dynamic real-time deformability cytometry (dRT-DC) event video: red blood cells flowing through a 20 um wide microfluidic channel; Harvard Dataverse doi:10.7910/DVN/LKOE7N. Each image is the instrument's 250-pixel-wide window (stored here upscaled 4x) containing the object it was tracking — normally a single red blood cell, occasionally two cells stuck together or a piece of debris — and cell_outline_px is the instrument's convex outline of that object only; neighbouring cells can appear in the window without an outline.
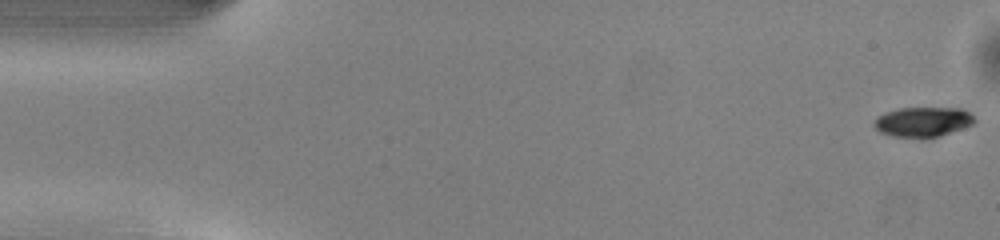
{"species": "common noctule bat (a hibernating species)", "species_latin": "Nyctalus noctula", "temperature_condition": "warm", "stored_images_in_passage": 51, "camera_frame_rate_fps": 3000, "um_per_image_px": 0.085, "animal": {"sex": "male", "body_mass_g": 13.0, "forearm_length_mm": 53.1}, "frame": {"image": 1, "passage_image": 1, "time_ms": 0.0, "image_size_px": [1000, 240], "cell_outline_px": [[976, 120], [972, 124], [940, 136], [924, 140], [920, 140], [892, 136], [880, 132], [872, 124], [876, 116], [884, 112], [900, 108], [960, 108], [968, 112]], "centroid_in_image_um": [78.38, 10.39], "position_along_channel_um": 6.6, "area_um2": 17.86}}
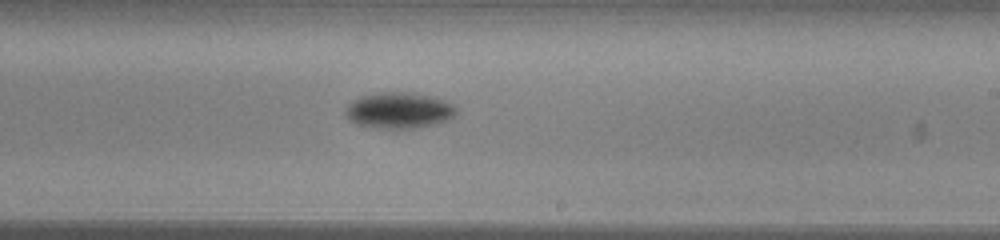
{"frame": {"image": 2, "passage_image": 30, "time_ms": 9.667, "image_size_px": [1000, 240], "cell_outline_px": [[456, 112], [448, 120], [416, 128], [372, 128], [356, 124], [348, 120], [344, 112], [344, 108], [352, 100], [360, 96], [376, 92], [416, 92], [436, 96], [456, 104]], "centroid_in_image_um": [33.89, 9.36], "position_along_channel_um": 255.1, "area_um2": 23.87}}
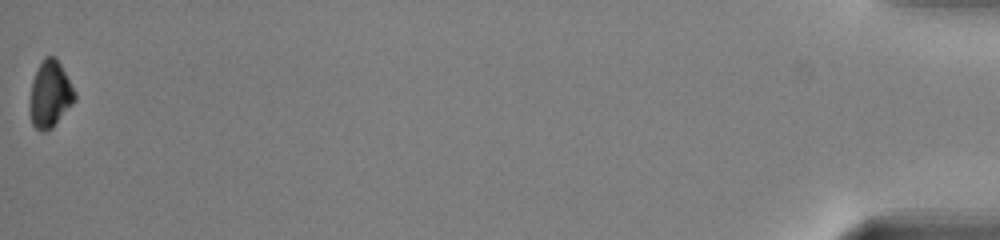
{"frame": {"image": 3, "passage_image": 51, "time_ms": 16.667, "image_size_px": [1000, 240], "cell_outline_px": [[76, 100], [52, 128], [44, 132], [40, 132], [32, 124], [32, 80], [44, 56], [56, 56], [76, 92]], "centroid_in_image_um": [4.31, 8.0], "position_along_channel_um": 430.9, "area_um2": 17.05}, "authors_computed_cell_mechanics": {"area_um2": 20.0566, "velocity_mm_per_s": 4.0362, "shape_relaxation_time_tau1_ms": 1.3322, "shape_relaxation_time_tau2_ms": null, "deformation_change_tau1": 0.1022, "deformation_change_tau2": null}}